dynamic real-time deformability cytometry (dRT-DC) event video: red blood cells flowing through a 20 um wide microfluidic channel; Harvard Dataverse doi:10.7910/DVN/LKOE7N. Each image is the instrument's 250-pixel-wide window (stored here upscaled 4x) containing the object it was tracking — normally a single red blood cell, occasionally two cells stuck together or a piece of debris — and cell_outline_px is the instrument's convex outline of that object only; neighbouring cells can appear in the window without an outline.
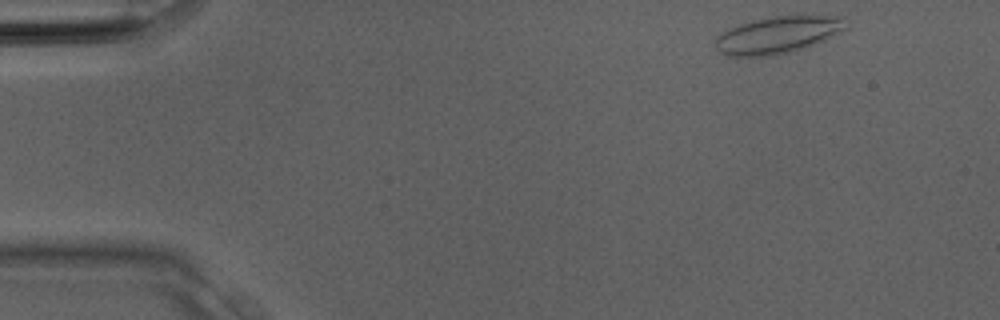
{"species": "Egyptian fruit bat (a non-hibernating species)", "species_latin": "Rousettus aegyptiacus", "temperature_condition": "room temperature", "stored_images_in_passage": 2, "camera_frame_rate_fps": 3000, "um_per_image_px": 0.085, "animal": {"sex": "male"}, "frame": {"image": 1, "passage_image": 1, "time_ms": 0.0, "image_size_px": [1000, 320], "cell_outline_px": [[844, 28], [824, 40], [816, 44], [804, 48], [776, 56], [728, 56], [720, 52], [716, 48], [716, 36], [728, 28], [752, 20], [800, 12], [812, 12], [844, 16]], "centroid_in_image_um": [66.16, 2.91], "position_along_channel_um": 18.8, "area_um2": 29.07}}